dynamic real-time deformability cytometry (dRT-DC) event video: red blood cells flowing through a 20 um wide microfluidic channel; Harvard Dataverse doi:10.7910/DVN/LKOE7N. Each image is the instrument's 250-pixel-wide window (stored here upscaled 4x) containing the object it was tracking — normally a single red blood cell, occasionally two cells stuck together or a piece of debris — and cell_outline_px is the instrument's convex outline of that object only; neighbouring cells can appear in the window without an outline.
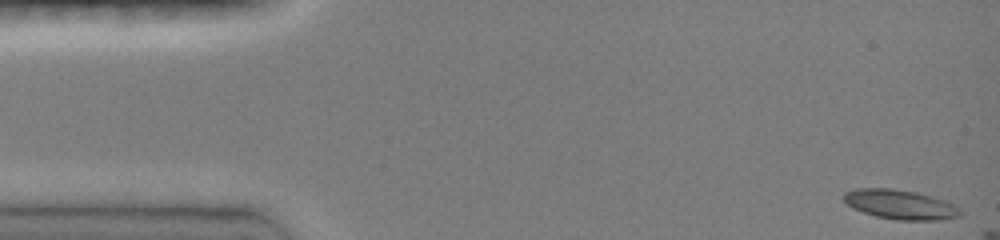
{"species": "common noctule bat (a hibernating species)", "species_latin": "Nyctalus noctula", "temperature_condition": "room temperature", "stored_images_in_passage": 5, "camera_frame_rate_fps": 3000, "um_per_image_px": 0.085, "animal": {"sex": "female", "body_mass_g": 19.0, "forearm_length_mm": 51.5}, "frame": {"image": 1, "passage_image": 1, "time_ms": 0.0, "image_size_px": [1000, 240], "cell_outline_px": [[964, 216], [940, 220], [896, 220], [876, 216], [852, 208], [840, 196], [844, 192], [856, 188], [892, 188], [916, 192], [944, 200], [960, 208], [964, 212]], "centroid_in_image_um": [76.53, 17.38], "position_along_channel_um": 8.5, "area_um2": 20.29}}